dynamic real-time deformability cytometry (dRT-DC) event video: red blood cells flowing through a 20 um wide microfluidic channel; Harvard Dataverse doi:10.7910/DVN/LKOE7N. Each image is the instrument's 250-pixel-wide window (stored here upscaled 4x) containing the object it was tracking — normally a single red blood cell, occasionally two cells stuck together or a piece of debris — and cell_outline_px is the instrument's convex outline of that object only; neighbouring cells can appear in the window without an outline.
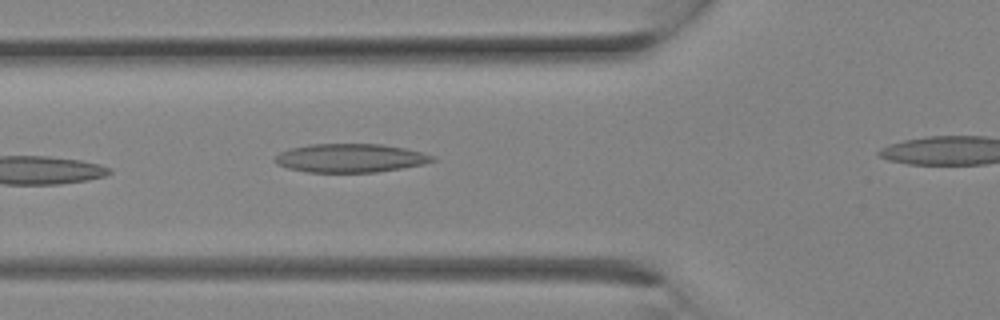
{"species": "Egyptian fruit bat (a non-hibernating species)", "species_latin": "Rousettus aegyptiacus", "temperature_condition": "room temperature", "stored_images_in_passage": 11, "camera_frame_rate_fps": 3000, "um_per_image_px": 0.085, "animal": {"sex": "female"}, "frame": {"image": 1, "passage_image": 11, "time_ms": 3.333, "image_size_px": [1000, 320], "cell_outline_px": [[436, 160], [424, 164], [376, 172], [308, 172], [288, 168], [276, 164], [272, 160], [280, 152], [288, 148], [308, 144], [380, 144], [404, 148], [436, 156]], "centroid_in_image_um": [29.74, 13.43], "position_along_channel_um": 96.1, "area_um2": 26.3}}